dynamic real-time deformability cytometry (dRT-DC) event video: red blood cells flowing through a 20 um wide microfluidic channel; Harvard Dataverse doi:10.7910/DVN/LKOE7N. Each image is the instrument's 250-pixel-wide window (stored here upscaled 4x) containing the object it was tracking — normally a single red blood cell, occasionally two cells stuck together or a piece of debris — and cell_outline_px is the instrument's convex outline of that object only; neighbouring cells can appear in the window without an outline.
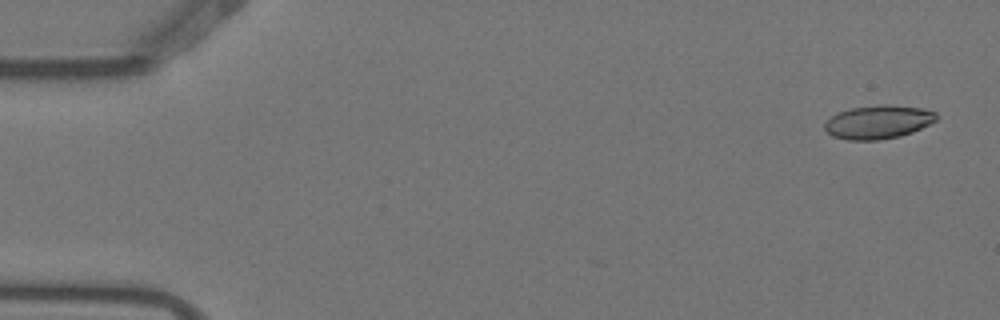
{"species": "Egyptian fruit bat (a non-hibernating species)", "species_latin": "Rousettus aegyptiacus", "temperature_condition": "warm", "stored_images_in_passage": 4, "camera_frame_rate_fps": 3000, "um_per_image_px": 0.085, "animal": {"sex": "female"}, "frame": {"image": 1, "passage_image": 1, "time_ms": 0.0, "image_size_px": [1000, 320], "cell_outline_px": [[936, 120], [912, 132], [900, 136], [880, 140], [848, 140], [832, 136], [824, 128], [824, 124], [836, 112], [852, 108], [880, 104], [888, 104], [924, 108], [936, 112]], "centroid_in_image_um": [74.63, 10.36], "position_along_channel_um": 10.4, "area_um2": 21.85}}
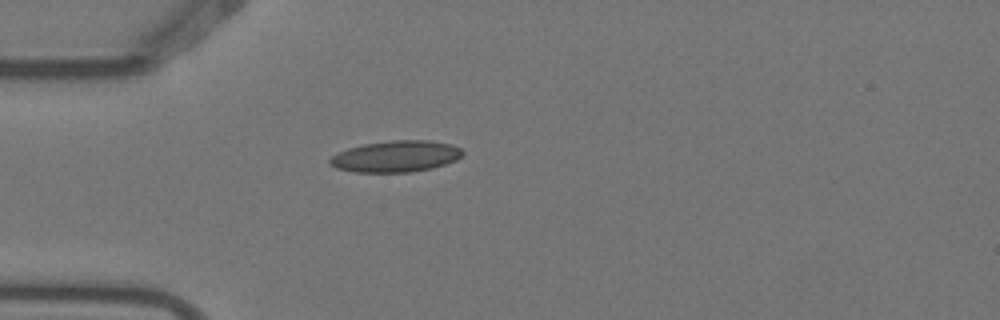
{"frame": {"image": 2, "passage_image": 4, "time_ms": 1.0, "image_size_px": [1000, 320], "cell_outline_px": [[464, 152], [456, 160], [432, 168], [408, 172], [356, 172], [336, 168], [328, 164], [328, 160], [332, 156], [348, 148], [364, 144], [392, 140], [428, 140], [452, 144], [460, 148]], "centroid_in_image_um": [33.64, 13.29], "position_along_channel_um": 51.4, "area_um2": 24.16}}